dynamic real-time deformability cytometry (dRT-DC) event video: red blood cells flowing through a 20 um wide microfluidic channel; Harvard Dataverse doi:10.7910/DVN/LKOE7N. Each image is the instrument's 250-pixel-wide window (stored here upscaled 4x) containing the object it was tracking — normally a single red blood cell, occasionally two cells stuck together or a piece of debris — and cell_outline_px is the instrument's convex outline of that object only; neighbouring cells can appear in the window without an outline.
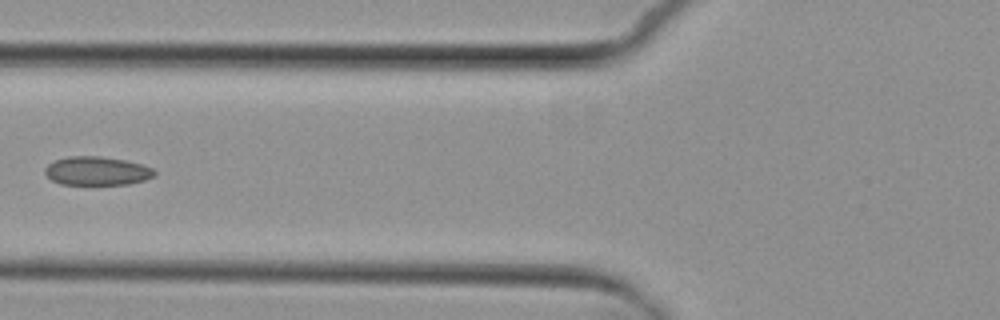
{"species": "common noctule bat (a hibernating species)", "species_latin": "Nyctalus noctula", "temperature_condition": "cold", "stored_images_in_passage": 7, "camera_frame_rate_fps": 3000, "um_per_image_px": 0.085, "animal": {"sex": "female", "body_mass_g": 29.2, "forearm_length_mm": 56.3}, "frame": {"image": 1, "passage_image": 5, "time_ms": 5.667, "image_size_px": [1000, 320], "cell_outline_px": [[156, 176], [144, 180], [128, 184], [60, 184], [52, 180], [44, 172], [44, 168], [48, 164], [56, 160], [68, 156], [100, 156], [124, 160], [144, 164], [152, 168], [156, 172]], "centroid_in_image_um": [8.26, 14.52], "position_along_channel_um": 117.5, "area_um2": 18.32}}
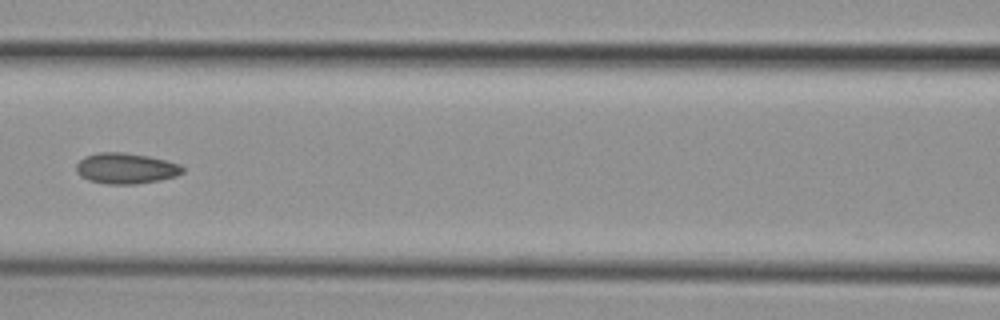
{"frame": {"image": 2, "passage_image": 6, "time_ms": 6.667, "image_size_px": [1000, 320], "cell_outline_px": [[184, 172], [176, 176], [160, 180], [136, 184], [108, 184], [88, 180], [80, 176], [76, 172], [76, 164], [84, 156], [96, 152], [124, 152], [148, 156], [180, 164], [184, 168]], "centroid_in_image_um": [10.68, 14.31], "position_along_channel_um": 155.9, "area_um2": 19.19}}